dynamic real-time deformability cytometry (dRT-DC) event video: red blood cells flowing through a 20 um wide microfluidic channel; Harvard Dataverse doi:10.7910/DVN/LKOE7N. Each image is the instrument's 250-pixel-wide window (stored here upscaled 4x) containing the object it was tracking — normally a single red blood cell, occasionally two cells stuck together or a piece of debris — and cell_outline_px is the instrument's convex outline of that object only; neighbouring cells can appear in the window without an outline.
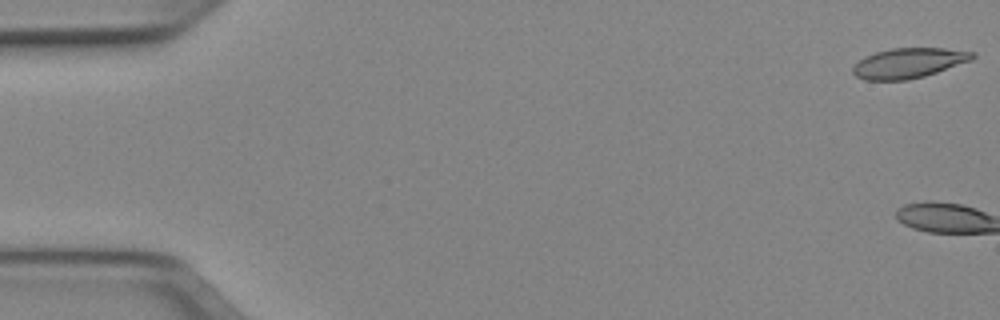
{"species": "Egyptian fruit bat (a non-hibernating species)", "species_latin": "Rousettus aegyptiacus", "temperature_condition": "cold", "stored_images_in_passage": 3, "camera_frame_rate_fps": 3000, "um_per_image_px": 0.085, "animal": {"sex": "female"}, "frame": {"image": 1, "passage_image": 1, "time_ms": 0.0, "image_size_px": [1000, 320], "cell_outline_px": [[976, 56], [972, 60], [924, 76], [908, 80], [864, 80], [856, 76], [852, 72], [852, 68], [864, 56], [876, 52], [892, 48], [944, 48], [976, 52]], "centroid_in_image_um": [77.24, 5.35], "position_along_channel_um": 7.8, "area_um2": 20.92}}